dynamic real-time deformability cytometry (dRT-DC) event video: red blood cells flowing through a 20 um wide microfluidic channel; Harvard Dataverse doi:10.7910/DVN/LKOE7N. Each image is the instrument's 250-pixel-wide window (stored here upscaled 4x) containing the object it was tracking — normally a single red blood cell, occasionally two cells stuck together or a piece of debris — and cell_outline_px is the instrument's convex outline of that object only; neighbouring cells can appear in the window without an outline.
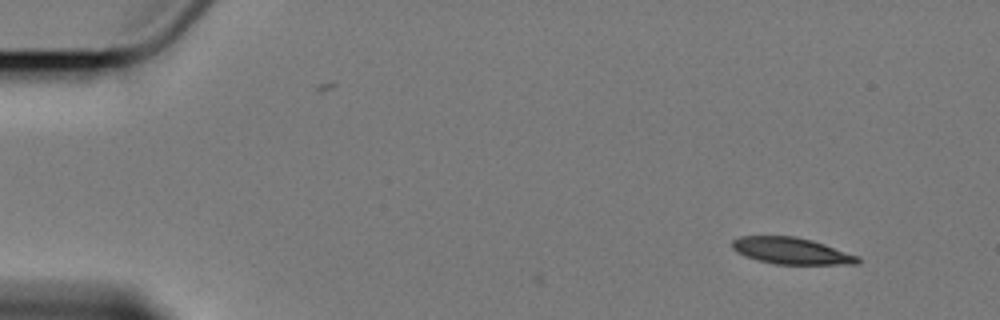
{"species": "Egyptian fruit bat (a non-hibernating species)", "species_latin": "Rousettus aegyptiacus", "temperature_condition": "cold", "stored_images_in_passage": 3, "camera_frame_rate_fps": 3000, "um_per_image_px": 0.085, "animal": {"sex": "female"}, "frame": {"image": 1, "passage_image": 1, "time_ms": 0.0, "image_size_px": [1000, 320], "cell_outline_px": [[860, 264], [776, 264], [756, 260], [744, 256], [736, 252], [732, 248], [732, 240], [740, 236], [796, 236], [812, 240], [860, 256]], "centroid_in_image_um": [67.26, 21.32], "position_along_channel_um": 17.7, "area_um2": 19.59}}